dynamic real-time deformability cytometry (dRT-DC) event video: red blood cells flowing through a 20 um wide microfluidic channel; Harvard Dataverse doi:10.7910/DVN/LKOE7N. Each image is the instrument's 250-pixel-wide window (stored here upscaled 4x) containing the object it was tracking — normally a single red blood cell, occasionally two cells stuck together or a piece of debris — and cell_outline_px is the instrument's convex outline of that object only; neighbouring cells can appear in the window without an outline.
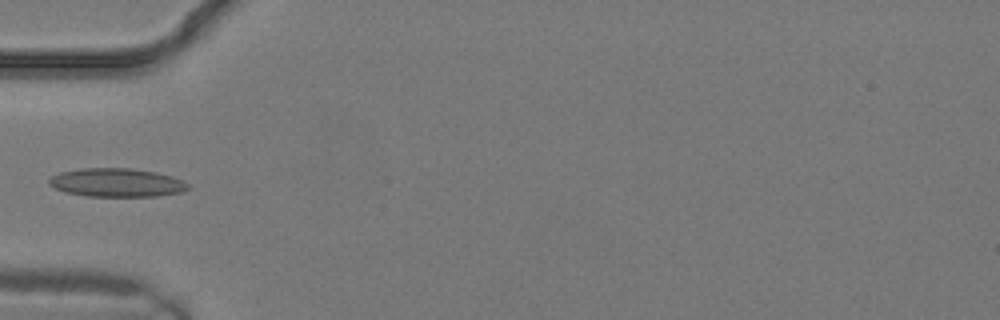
{"species": "common noctule bat (a hibernating species)", "species_latin": "Nyctalus noctula", "temperature_condition": "warm", "stored_images_in_passage": 11, "camera_frame_rate_fps": 3000, "um_per_image_px": 0.085, "animal": {"sex": "male", "body_mass_g": 19.2, "forearm_length_mm": 51.8}, "frame": {"image": 1, "passage_image": 7, "time_ms": 2.0, "image_size_px": [1000, 320], "cell_outline_px": [[192, 188], [180, 192], [156, 196], [88, 196], [64, 192], [48, 184], [48, 180], [52, 176], [60, 172], [80, 168], [132, 168], [156, 172], [172, 176], [192, 184]], "centroid_in_image_um": [9.95, 15.51], "position_along_channel_um": 75.0, "area_um2": 23.29}}
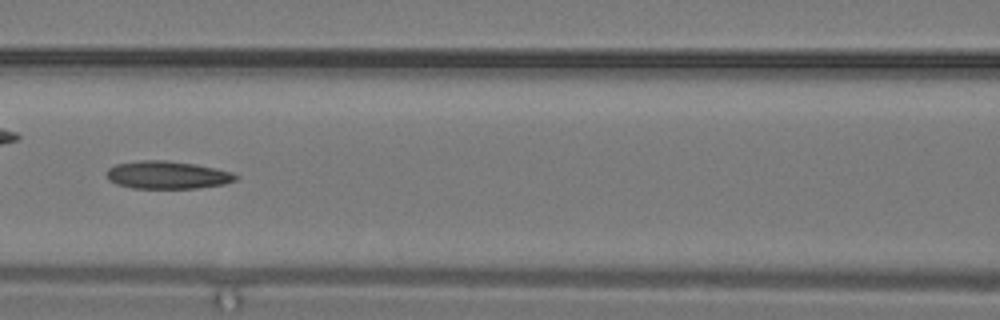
{"frame": {"image": 2, "passage_image": 10, "time_ms": 3.0, "image_size_px": [1000, 320], "cell_outline_px": [[240, 176], [236, 180], [224, 184], [196, 188], [132, 188], [116, 184], [108, 180], [108, 168], [116, 164], [140, 160], [168, 160], [196, 164], [216, 168], [232, 172]], "centroid_in_image_um": [14.25, 14.87], "position_along_channel_um": 152.4, "area_um2": 20.98}}